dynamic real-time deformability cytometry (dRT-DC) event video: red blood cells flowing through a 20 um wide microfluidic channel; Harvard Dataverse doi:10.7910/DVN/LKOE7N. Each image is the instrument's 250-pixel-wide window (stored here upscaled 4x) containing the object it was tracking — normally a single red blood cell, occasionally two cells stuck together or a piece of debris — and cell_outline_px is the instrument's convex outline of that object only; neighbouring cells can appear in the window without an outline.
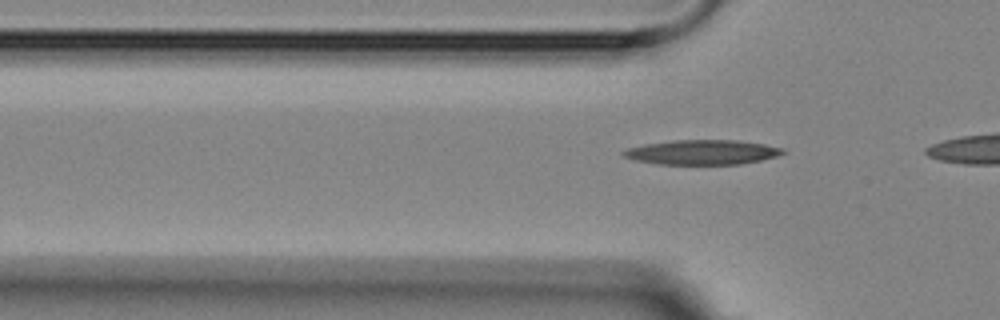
{"species": "Egyptian fruit bat (a non-hibernating species)", "species_latin": "Rousettus aegyptiacus", "temperature_condition": "room temperature", "stored_images_in_passage": 5, "camera_frame_rate_fps": 3000, "um_per_image_px": 0.085, "animal": {"sex": "female"}, "frame": {"image": 1, "passage_image": 5, "time_ms": 5.333, "image_size_px": [1000, 320], "cell_outline_px": [[788, 152], [776, 156], [760, 160], [740, 164], [660, 164], [636, 160], [624, 156], [620, 152], [628, 148], [644, 144], [672, 140], [740, 140], [764, 144], [784, 148]], "centroid_in_image_um": [59.72, 12.93], "position_along_channel_um": 66.1, "area_um2": 22.95}}